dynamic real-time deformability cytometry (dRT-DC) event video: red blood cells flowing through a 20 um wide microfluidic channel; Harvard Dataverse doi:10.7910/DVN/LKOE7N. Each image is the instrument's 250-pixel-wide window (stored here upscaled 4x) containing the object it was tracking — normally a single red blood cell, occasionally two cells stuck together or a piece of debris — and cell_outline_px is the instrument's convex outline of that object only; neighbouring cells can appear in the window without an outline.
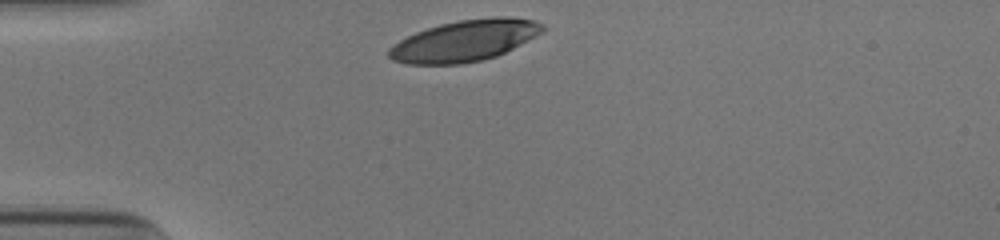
{"species": "human", "species_latin": "Homo sapiens", "temperature_condition": "cold", "stored_images_in_passage": 29, "camera_frame_rate_fps": 3000, "um_per_image_px": 0.085, "donor": {"sex": "male"}, "frame": {"image": 1, "passage_image": 1, "time_ms": 0.0, "image_size_px": [1000, 240], "cell_outline_px": [[548, 28], [544, 32], [496, 56], [484, 60], [460, 64], [404, 64], [392, 60], [388, 56], [388, 48], [400, 40], [416, 32], [440, 24], [460, 20], [496, 16], [508, 16], [536, 20], [544, 24]], "centroid_in_image_um": [39.53, 3.45], "position_along_channel_um": 45.5, "area_um2": 37.11}}
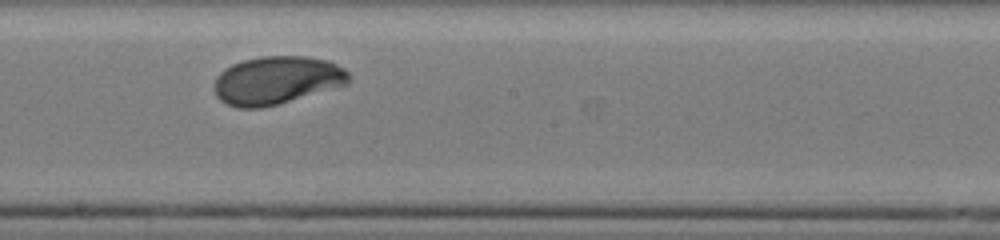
{"frame": {"image": 2, "passage_image": 17, "time_ms": 5.333, "image_size_px": [1000, 240], "cell_outline_px": [[352, 76], [348, 84], [276, 104], [260, 108], [236, 108], [220, 100], [216, 96], [212, 88], [212, 84], [216, 76], [224, 68], [232, 64], [244, 60], [264, 56], [304, 56], [328, 60], [344, 68]], "centroid_in_image_um": [23.49, 6.82], "position_along_channel_um": 224.7, "area_um2": 37.86}}
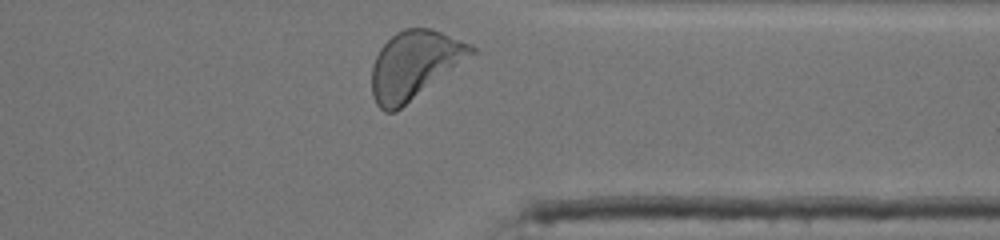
{"frame": {"image": 3, "passage_image": 29, "time_ms": 9.333, "image_size_px": [1000, 240], "cell_outline_px": [[476, 52], [396, 112], [384, 112], [376, 104], [372, 96], [372, 64], [380, 48], [396, 32], [404, 28], [432, 28], [472, 44], [476, 48]], "centroid_in_image_um": [35.21, 5.51], "position_along_channel_um": 376.2, "area_um2": 39.25}, "authors_computed_cell_mechanics": {"area_um2": 37.4544, "velocity_mm_per_s": 3.8493, "shape_relaxation_time_tau1_ms": 3.1161, "shape_relaxation_time_tau2_ms": null, "deformation_change_tau1": 0.1651, "deformation_change_tau2": null}}